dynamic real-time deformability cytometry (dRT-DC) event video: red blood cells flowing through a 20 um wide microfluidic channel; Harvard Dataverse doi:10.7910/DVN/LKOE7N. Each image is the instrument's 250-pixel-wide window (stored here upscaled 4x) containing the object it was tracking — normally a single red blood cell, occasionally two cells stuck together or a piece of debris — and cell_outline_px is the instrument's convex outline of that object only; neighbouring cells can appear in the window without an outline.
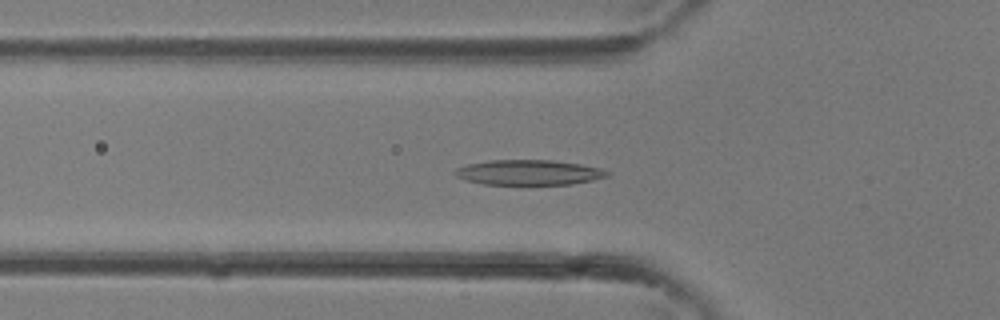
{"species": "common noctule bat (a hibernating species)", "species_latin": "Nyctalus noctula", "temperature_condition": "room temperature", "stored_images_in_passage": 32, "camera_frame_rate_fps": 3000, "um_per_image_px": 0.085, "animal": {"sex": "female"}, "frame": {"image": 1, "passage_image": 13, "time_ms": 4.0, "image_size_px": [1000, 320], "cell_outline_px": [[612, 172], [608, 176], [592, 180], [572, 184], [484, 184], [464, 180], [456, 176], [452, 172], [456, 168], [468, 164], [488, 160], [552, 160], [580, 164], [600, 168]], "centroid_in_image_um": [44.93, 14.65], "position_along_channel_um": 80.9, "area_um2": 22.31}}
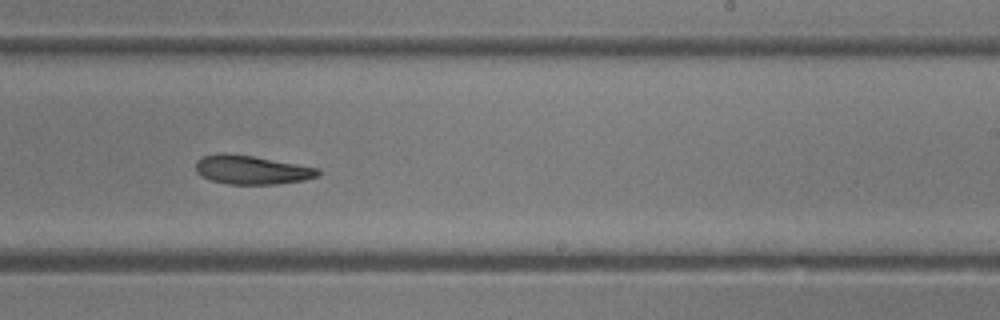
{"frame": {"image": 2, "passage_image": 23, "time_ms": 7.333, "image_size_px": [1000, 320], "cell_outline_px": [[320, 176], [304, 180], [280, 184], [228, 184], [212, 180], [200, 176], [196, 172], [196, 160], [204, 156], [220, 152], [224, 152], [252, 156], [320, 168]], "centroid_in_image_um": [21.39, 14.43], "position_along_channel_um": 267.6, "area_um2": 20.69}}
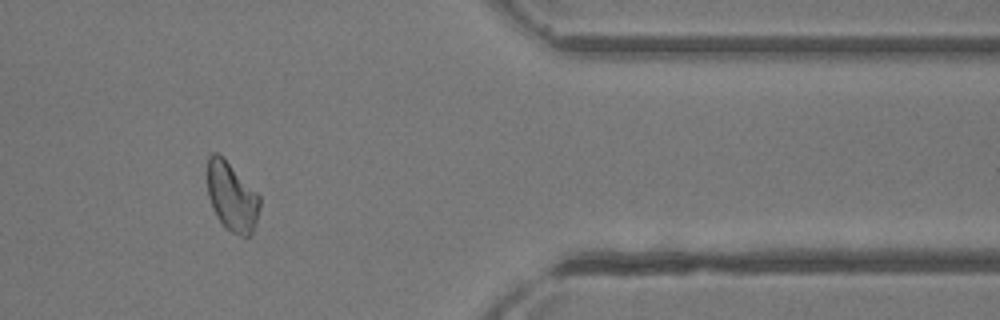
{"frame": {"image": 3, "passage_image": 31, "time_ms": 10.0, "image_size_px": [1000, 320], "cell_outline_px": [[260, 204], [256, 224], [252, 236], [240, 236], [232, 232], [216, 216], [212, 208], [208, 196], [204, 172], [208, 156], [212, 152], [216, 152], [224, 156], [260, 196]], "centroid_in_image_um": [19.66, 16.65], "position_along_channel_um": 391.7, "area_um2": 21.73}}